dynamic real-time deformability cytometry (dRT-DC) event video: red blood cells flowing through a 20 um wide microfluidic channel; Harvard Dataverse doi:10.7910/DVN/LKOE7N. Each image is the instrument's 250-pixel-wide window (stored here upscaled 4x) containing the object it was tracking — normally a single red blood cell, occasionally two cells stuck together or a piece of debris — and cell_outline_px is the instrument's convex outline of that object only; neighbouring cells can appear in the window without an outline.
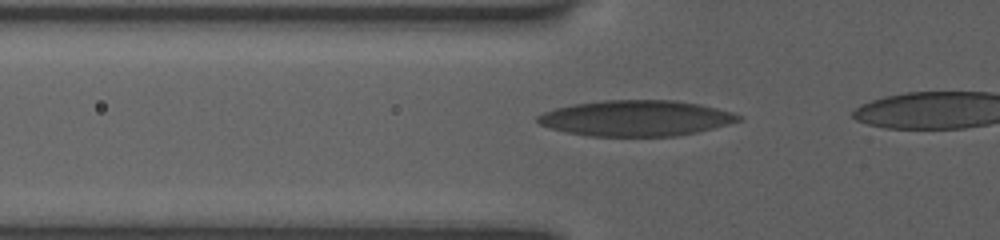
{"species": "human", "species_latin": "Homo sapiens", "temperature_condition": "room temperature", "stored_images_in_passage": 9, "camera_frame_rate_fps": 3000, "um_per_image_px": 0.085, "donor": {"sex": "female"}, "frame": {"image": 1, "passage_image": 3, "time_ms": 0.667, "image_size_px": [1000, 240], "cell_outline_px": [[740, 120], [728, 124], [696, 132], [676, 136], [588, 136], [564, 132], [540, 124], [536, 120], [536, 116], [544, 112], [556, 108], [576, 104], [604, 100], [672, 100], [696, 104], [716, 108], [740, 116]], "centroid_in_image_um": [53.99, 10.05], "position_along_channel_um": 71.8, "area_um2": 41.33}}
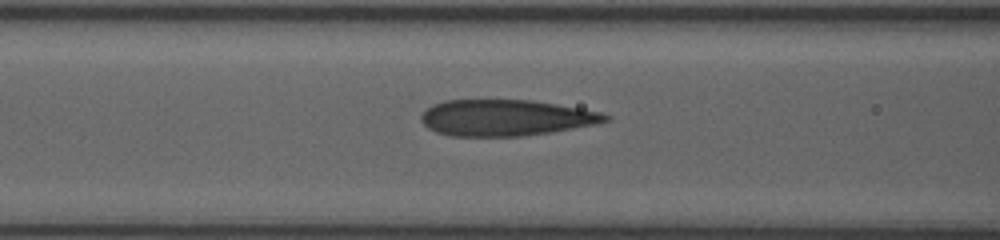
{"frame": {"image": 2, "passage_image": 7, "time_ms": 2.0, "image_size_px": [1000, 240], "cell_outline_px": [[608, 120], [596, 124], [548, 132], [520, 136], [448, 136], [436, 132], [428, 128], [420, 120], [420, 116], [432, 104], [444, 100], [532, 100], [580, 108], [600, 112], [608, 116]], "centroid_in_image_um": [42.93, 10.0], "position_along_channel_um": 123.7, "area_um2": 38.61}}